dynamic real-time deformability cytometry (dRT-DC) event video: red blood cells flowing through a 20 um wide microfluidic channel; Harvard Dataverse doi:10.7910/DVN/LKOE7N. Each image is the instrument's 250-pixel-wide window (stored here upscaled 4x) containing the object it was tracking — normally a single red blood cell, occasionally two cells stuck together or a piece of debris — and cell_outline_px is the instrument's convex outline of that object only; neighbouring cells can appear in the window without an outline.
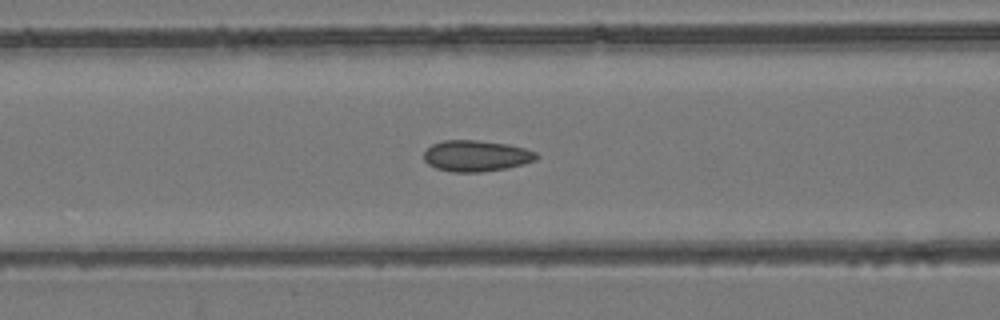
{"species": "common noctule bat (a hibernating species)", "species_latin": "Nyctalus noctula", "temperature_condition": "room temperature", "stored_images_in_passage": 54, "camera_frame_rate_fps": 3000, "um_per_image_px": 0.085, "animal": {"sex": "female", "body_mass_g": 24.6, "forearm_length_mm": 56.2}, "frame": {"image": 1, "passage_image": 23, "time_ms": 7.333, "image_size_px": [1000, 320], "cell_outline_px": [[540, 156], [536, 160], [524, 164], [508, 168], [480, 172], [452, 172], [436, 168], [428, 164], [424, 160], [424, 152], [432, 144], [444, 140], [476, 140], [508, 144], [524, 148], [536, 152]], "centroid_in_image_um": [40.49, 13.25], "position_along_channel_um": 126.1, "area_um2": 20.52}}
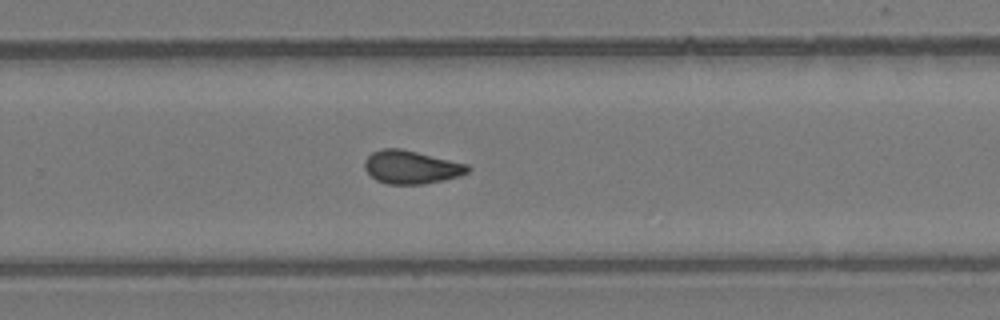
{"frame": {"image": 2, "passage_image": 36, "time_ms": 11.667, "image_size_px": [1000, 320], "cell_outline_px": [[472, 168], [468, 172], [460, 176], [444, 180], [424, 184], [388, 184], [376, 180], [364, 168], [364, 160], [372, 152], [380, 148], [400, 148], [468, 164]], "centroid_in_image_um": [34.96, 14.2], "position_along_channel_um": 294.8, "area_um2": 20.06}}
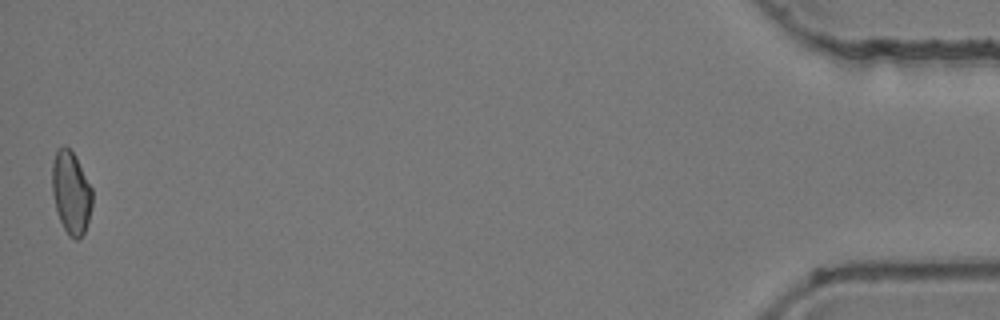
{"frame": {"image": 3, "passage_image": 54, "time_ms": 17.667, "image_size_px": [1000, 320], "cell_outline_px": [[92, 204], [88, 220], [84, 232], [76, 240], [68, 236], [60, 220], [56, 208], [52, 192], [52, 164], [56, 148], [64, 144], [72, 152], [92, 188]], "centroid_in_image_um": [6.02, 16.35], "position_along_channel_um": 429.2, "area_um2": 19.13}, "authors_computed_cell_mechanics": {"area_um2": 19.8832, "velocity_mm_per_s": 3.9013, "shape_relaxation_time_tau1_ms": null, "shape_relaxation_time_tau2_ms": 1.6292, "deformation_change_tau1": null, "deformation_change_tau2": 0.0724}}